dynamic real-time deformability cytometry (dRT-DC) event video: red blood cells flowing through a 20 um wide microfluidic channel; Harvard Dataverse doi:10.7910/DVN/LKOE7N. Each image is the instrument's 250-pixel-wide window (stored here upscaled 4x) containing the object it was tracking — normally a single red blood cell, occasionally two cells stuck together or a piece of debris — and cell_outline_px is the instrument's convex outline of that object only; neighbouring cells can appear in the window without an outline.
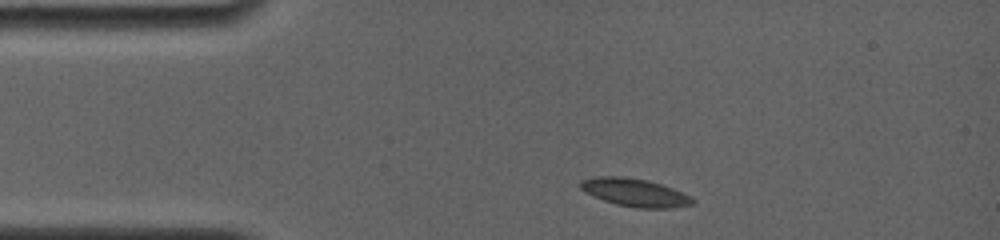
{"species": "common noctule bat (a hibernating species)", "species_latin": "Nyctalus noctula", "temperature_condition": "room temperature", "stored_images_in_passage": 3, "camera_frame_rate_fps": 4000, "um_per_image_px": 0.085, "animal": {"sex": "female", "body_mass_g": 19.0, "forearm_length_mm": 56.7}, "frame": {"image": 1, "passage_image": 1, "time_ms": 0.0, "image_size_px": [1000, 240], "cell_outline_px": [[696, 204], [672, 208], [640, 208], [616, 204], [604, 200], [584, 192], [580, 188], [580, 180], [596, 176], [624, 176], [648, 180], [672, 188], [696, 200]], "centroid_in_image_um": [53.95, 16.36], "position_along_channel_um": 31.0, "area_um2": 18.26}}
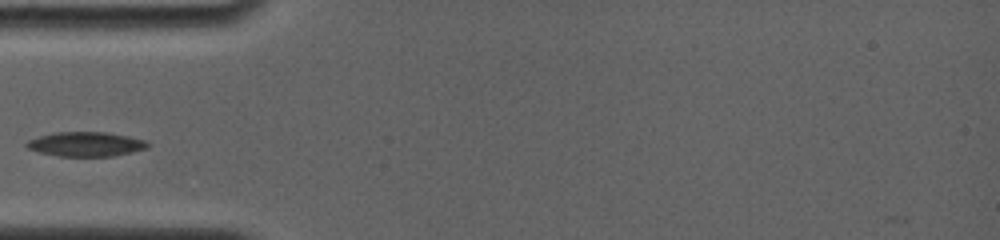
{"frame": {"image": 2, "passage_image": 3, "time_ms": 2.25, "image_size_px": [1000, 240], "cell_outline_px": [[152, 144], [148, 148], [112, 156], [60, 156], [40, 152], [28, 148], [24, 144], [28, 140], [40, 136], [56, 132], [108, 132], [128, 136], [144, 140]], "centroid_in_image_um": [7.32, 12.24], "position_along_channel_um": 77.7, "area_um2": 17.17}}